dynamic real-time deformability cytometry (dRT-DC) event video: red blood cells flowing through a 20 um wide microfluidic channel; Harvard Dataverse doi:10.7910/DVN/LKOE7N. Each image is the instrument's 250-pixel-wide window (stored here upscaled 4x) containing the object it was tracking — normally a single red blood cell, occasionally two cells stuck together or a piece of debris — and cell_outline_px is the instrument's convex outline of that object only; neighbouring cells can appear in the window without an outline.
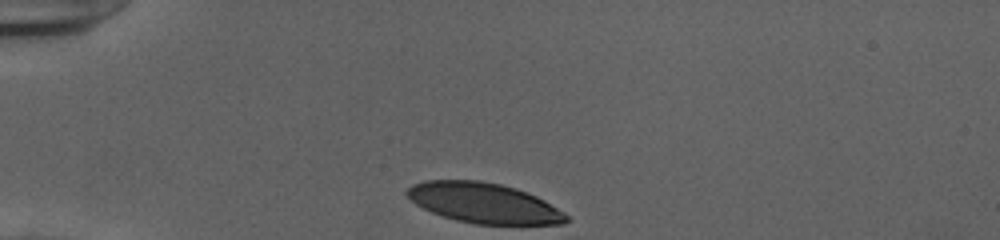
{"species": "human", "species_latin": "Homo sapiens", "temperature_condition": "cold", "stored_images_in_passage": 31, "camera_frame_rate_fps": 3000, "um_per_image_px": 0.085, "donor": {"sex": "female"}, "frame": {"image": 1, "passage_image": 1, "time_ms": 0.0, "image_size_px": [1000, 240], "cell_outline_px": [[568, 220], [564, 224], [472, 224], [456, 220], [432, 212], [416, 204], [404, 192], [412, 184], [424, 180], [480, 180], [500, 184], [516, 188], [536, 196], [544, 200], [564, 212], [568, 216]], "centroid_in_image_um": [41.12, 17.25], "position_along_channel_um": 43.9, "area_um2": 37.22}}
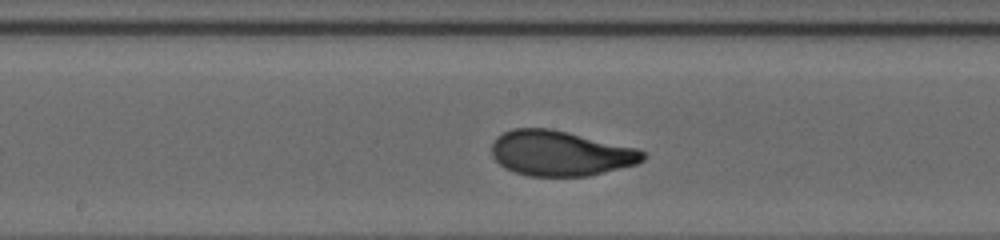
{"frame": {"image": 2, "passage_image": 16, "time_ms": 5.0, "image_size_px": [1000, 240], "cell_outline_px": [[648, 156], [644, 160], [636, 164], [588, 176], [528, 176], [504, 168], [492, 156], [492, 144], [496, 136], [512, 128], [552, 128], [636, 148], [644, 152]], "centroid_in_image_um": [47.62, 13.02], "position_along_channel_um": 200.6, "area_um2": 39.88}}
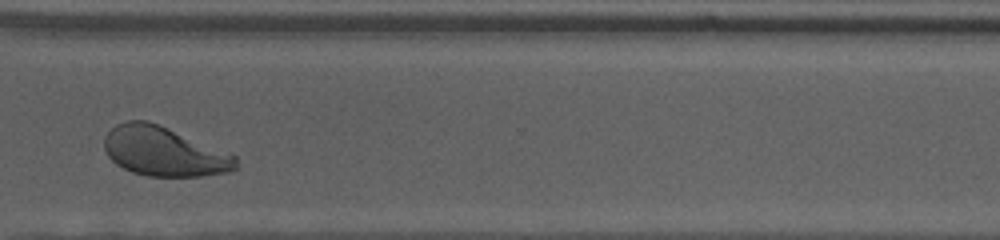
{"frame": {"image": 3, "passage_image": 28, "time_ms": 9.0, "image_size_px": [1000, 240], "cell_outline_px": [[240, 168], [232, 172], [200, 176], [148, 176], [132, 172], [116, 164], [108, 156], [104, 148], [104, 136], [116, 124], [128, 120], [148, 120], [236, 156]], "centroid_in_image_um": [13.94, 12.89], "position_along_channel_um": 356.7, "area_um2": 37.74}, "authors_computed_cell_mechanics": {"area_um2": 39.6508, "velocity_mm_per_s": 3.8988, "shape_relaxation_time_tau1_ms": 3.7244, "shape_relaxation_time_tau2_ms": null, "deformation_change_tau1": 0.1792, "deformation_change_tau2": null}}